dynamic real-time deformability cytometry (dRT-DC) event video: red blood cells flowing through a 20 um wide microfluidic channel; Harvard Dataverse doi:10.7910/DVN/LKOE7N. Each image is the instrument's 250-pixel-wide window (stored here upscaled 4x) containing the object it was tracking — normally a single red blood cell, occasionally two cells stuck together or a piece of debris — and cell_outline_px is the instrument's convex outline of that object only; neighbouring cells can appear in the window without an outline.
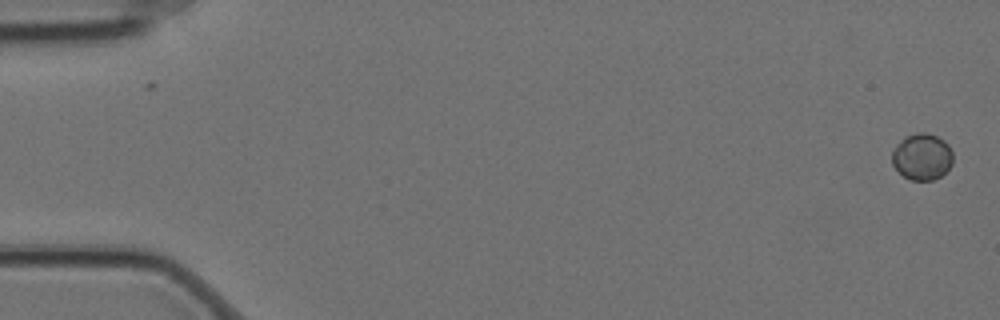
{"species": "Egyptian fruit bat (a non-hibernating species)", "species_latin": "Rousettus aegyptiacus", "temperature_condition": "cold", "stored_images_in_passage": 4, "camera_frame_rate_fps": 3000, "um_per_image_px": 0.085, "animal": {"sex": "female"}, "frame": {"image": 1, "passage_image": 1, "time_ms": 0.0, "image_size_px": [1000, 320], "cell_outline_px": [[952, 164], [940, 176], [932, 180], [912, 180], [904, 176], [892, 164], [892, 152], [896, 144], [904, 136], [916, 132], [924, 132], [936, 136], [944, 140], [948, 144], [952, 152]], "centroid_in_image_um": [78.36, 13.3], "position_along_channel_um": 6.6, "area_um2": 16.47}}